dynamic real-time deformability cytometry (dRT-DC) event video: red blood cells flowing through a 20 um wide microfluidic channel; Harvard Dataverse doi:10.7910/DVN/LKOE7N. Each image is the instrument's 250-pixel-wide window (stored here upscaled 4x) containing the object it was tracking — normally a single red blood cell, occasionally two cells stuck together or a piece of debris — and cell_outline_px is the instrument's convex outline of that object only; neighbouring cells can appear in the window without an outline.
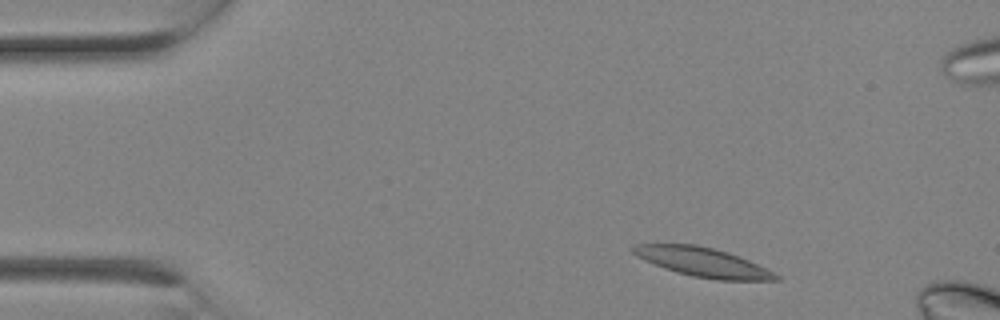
{"species": "Egyptian fruit bat (a non-hibernating species)", "species_latin": "Rousettus aegyptiacus", "temperature_condition": "room temperature", "stored_images_in_passage": 2, "camera_frame_rate_fps": 3000, "um_per_image_px": 0.085, "animal": {"sex": "female"}, "frame": {"image": 1, "passage_image": 1, "time_ms": 0.0, "image_size_px": [1000, 320], "cell_outline_px": [[780, 280], [716, 280], [692, 276], [676, 272], [664, 268], [644, 260], [636, 256], [632, 252], [632, 248], [636, 244], [696, 244], [728, 252], [740, 256], [780, 276]], "centroid_in_image_um": [59.71, 22.28], "position_along_channel_um": 25.3, "area_um2": 24.04}}